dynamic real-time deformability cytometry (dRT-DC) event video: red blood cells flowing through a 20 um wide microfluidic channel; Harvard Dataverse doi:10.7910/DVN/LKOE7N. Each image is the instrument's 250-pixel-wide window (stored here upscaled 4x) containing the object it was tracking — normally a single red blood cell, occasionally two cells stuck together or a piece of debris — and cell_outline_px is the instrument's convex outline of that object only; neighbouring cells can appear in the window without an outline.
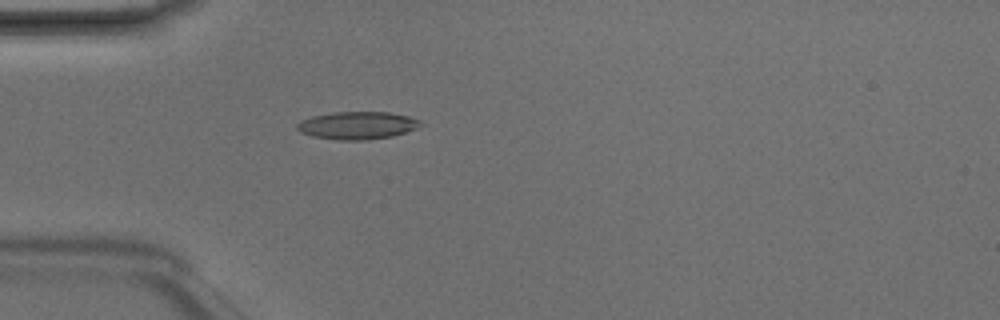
{"species": "Egyptian fruit bat (a non-hibernating species)", "species_latin": "Rousettus aegyptiacus", "temperature_condition": "room temperature", "stored_images_in_passage": 3, "camera_frame_rate_fps": 3000, "um_per_image_px": 0.085, "animal": {"sex": "male"}, "frame": {"image": 1, "passage_image": 3, "time_ms": 0.667, "image_size_px": [1000, 320], "cell_outline_px": [[424, 124], [416, 128], [392, 136], [368, 140], [340, 140], [312, 136], [300, 132], [296, 128], [296, 124], [300, 120], [312, 116], [332, 112], [388, 112], [408, 116], [420, 120]], "centroid_in_image_um": [30.35, 10.65], "position_along_channel_um": 54.7, "area_um2": 19.94}}